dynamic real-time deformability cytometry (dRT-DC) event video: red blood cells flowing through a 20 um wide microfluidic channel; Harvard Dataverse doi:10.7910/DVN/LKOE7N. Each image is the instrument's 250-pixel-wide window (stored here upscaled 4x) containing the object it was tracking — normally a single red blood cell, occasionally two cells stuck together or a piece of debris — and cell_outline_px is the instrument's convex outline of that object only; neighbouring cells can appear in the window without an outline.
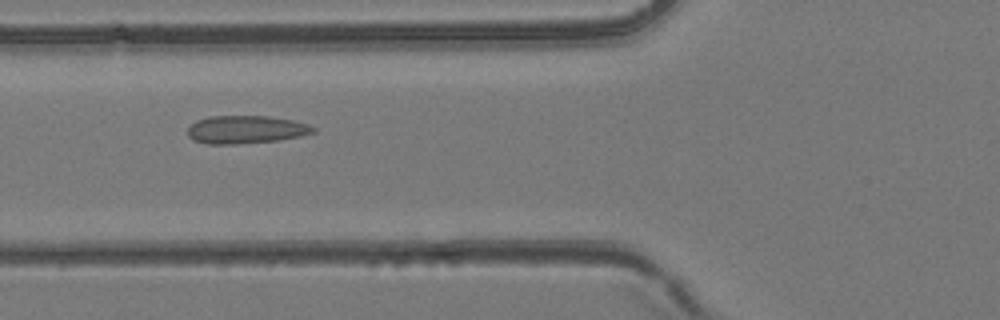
{"species": "common noctule bat (a hibernating species)", "species_latin": "Nyctalus noctula", "temperature_condition": "room temperature", "stored_images_in_passage": 48, "camera_frame_rate_fps": 3000, "um_per_image_px": 0.085, "animal": {"sex": "female", "body_mass_g": 24.6, "forearm_length_mm": 56.2}, "frame": {"image": 1, "passage_image": 19, "time_ms": 6.0, "image_size_px": [1000, 320], "cell_outline_px": [[316, 132], [300, 136], [276, 140], [236, 144], [204, 144], [192, 140], [188, 136], [188, 128], [196, 120], [208, 116], [268, 116], [292, 120], [308, 124], [316, 128]], "centroid_in_image_um": [20.87, 11.01], "position_along_channel_um": 104.9, "area_um2": 20.52}}
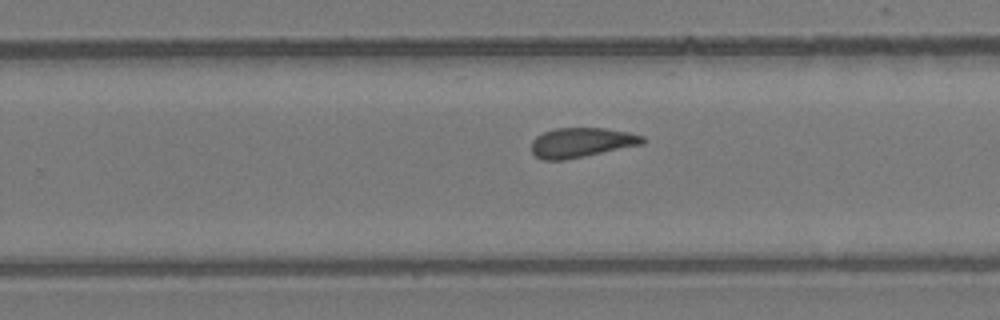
{"frame": {"image": 2, "passage_image": 31, "time_ms": 10.0, "image_size_px": [1000, 320], "cell_outline_px": [[648, 140], [644, 144], [564, 160], [544, 160], [536, 156], [532, 152], [532, 140], [536, 136], [552, 128], [604, 128], [628, 132], [644, 136]], "centroid_in_image_um": [49.44, 12.11], "position_along_channel_um": 280.4, "area_um2": 19.31}}
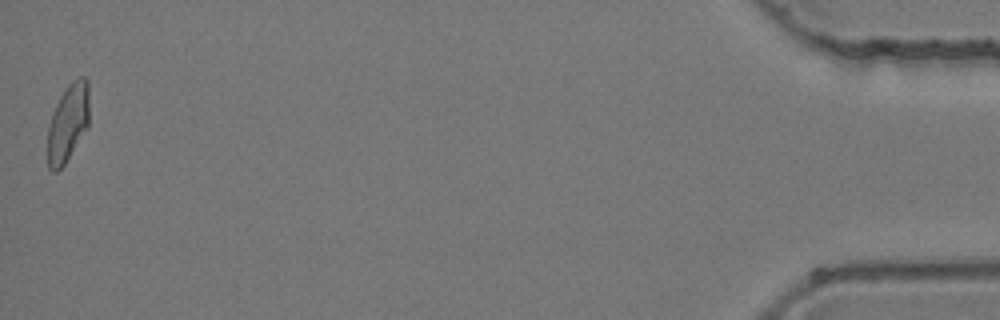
{"frame": {"image": 3, "passage_image": 48, "time_ms": 15.667, "image_size_px": [1000, 320], "cell_outline_px": [[88, 128], [64, 164], [56, 172], [52, 172], [48, 168], [48, 124], [52, 112], [60, 96], [68, 84], [72, 80], [80, 76], [84, 76], [88, 80]], "centroid_in_image_um": [5.77, 10.42], "position_along_channel_um": 429.4, "area_um2": 18.96}}